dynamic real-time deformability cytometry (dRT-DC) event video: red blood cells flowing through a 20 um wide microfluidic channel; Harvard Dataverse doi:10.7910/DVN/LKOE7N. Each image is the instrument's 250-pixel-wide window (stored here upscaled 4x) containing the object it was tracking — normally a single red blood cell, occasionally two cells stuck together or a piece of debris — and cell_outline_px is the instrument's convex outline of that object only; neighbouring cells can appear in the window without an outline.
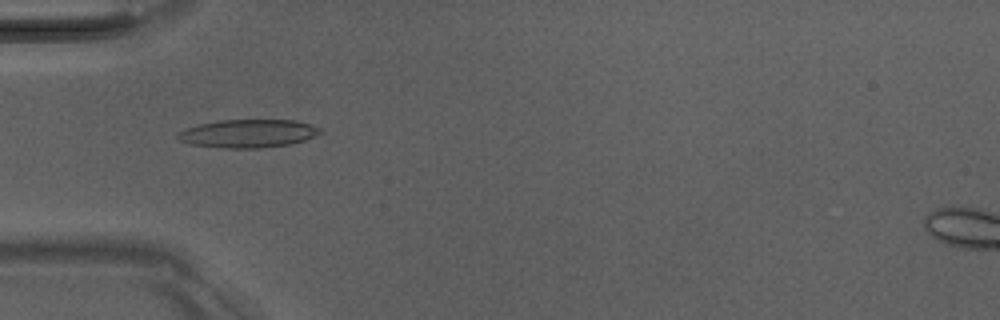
{"species": "Egyptian fruit bat (a non-hibernating species)", "species_latin": "Rousettus aegyptiacus", "temperature_condition": "room temperature", "stored_images_in_passage": 52, "camera_frame_rate_fps": 3000, "um_per_image_px": 0.085, "animal": {"sex": "male"}, "frame": {"image": 1, "passage_image": 17, "time_ms": 5.333, "image_size_px": [1000, 320], "cell_outline_px": [[324, 132], [316, 136], [304, 140], [288, 144], [256, 148], [220, 148], [192, 144], [180, 140], [176, 136], [184, 128], [200, 124], [220, 120], [296, 120], [312, 124], [320, 128]], "centroid_in_image_um": [21.12, 11.34], "position_along_channel_um": 63.9, "area_um2": 23.35}}
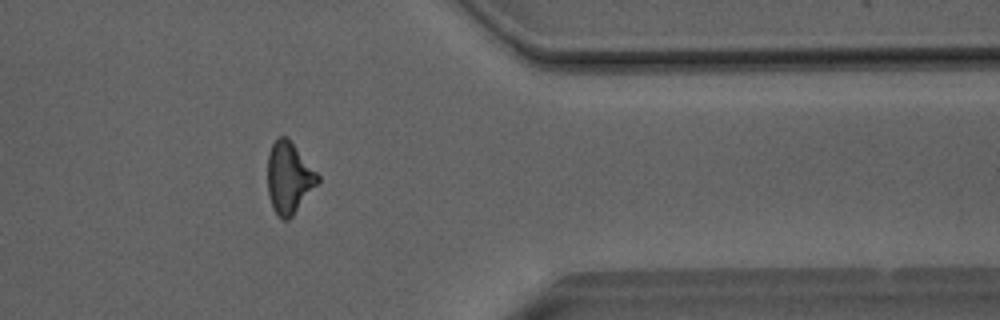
{"frame": {"image": 2, "passage_image": 42, "time_ms": 13.667, "image_size_px": [1000, 320], "cell_outline_px": [[320, 180], [292, 216], [288, 220], [280, 220], [276, 216], [272, 208], [268, 196], [268, 152], [276, 136], [288, 136], [320, 176]], "centroid_in_image_um": [24.54, 15.1], "position_along_channel_um": 386.9, "area_um2": 21.15}}
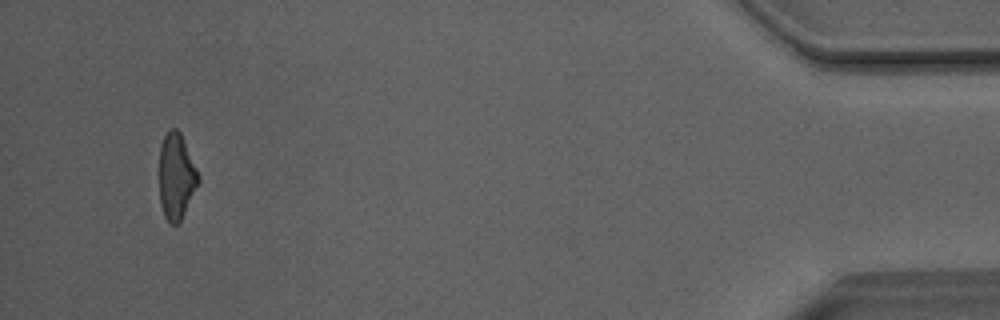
{"frame": {"image": 3, "passage_image": 49, "time_ms": 16.0, "image_size_px": [1000, 320], "cell_outline_px": [[200, 180], [180, 224], [172, 224], [164, 216], [160, 204], [160, 144], [168, 128], [176, 128], [180, 132], [200, 176]], "centroid_in_image_um": [14.99, 15.0], "position_along_channel_um": 420.2, "area_um2": 19.65}}